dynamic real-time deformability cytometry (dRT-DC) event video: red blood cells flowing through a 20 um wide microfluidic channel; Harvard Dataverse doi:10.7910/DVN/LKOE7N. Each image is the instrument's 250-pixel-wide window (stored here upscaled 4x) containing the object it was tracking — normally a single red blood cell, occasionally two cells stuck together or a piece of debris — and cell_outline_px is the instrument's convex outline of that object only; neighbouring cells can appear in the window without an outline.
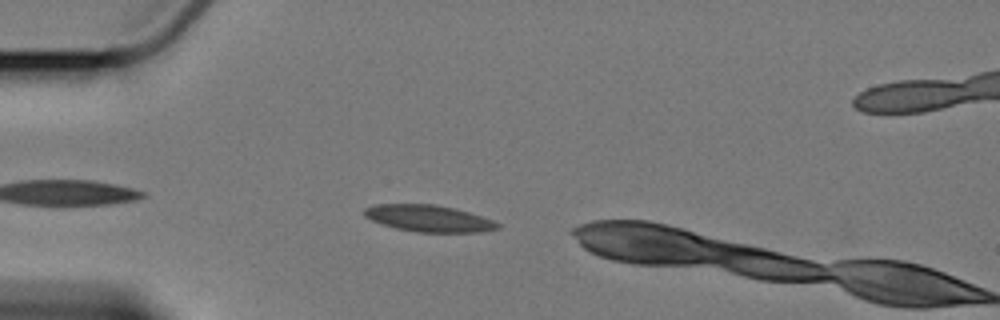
{"species": "Egyptian fruit bat (a non-hibernating species)", "species_latin": "Rousettus aegyptiacus", "temperature_condition": "cold", "stored_images_in_passage": 2, "camera_frame_rate_fps": 3000, "um_per_image_px": 0.085, "animal": {"sex": "female"}, "frame": {"image": 1, "passage_image": 1, "time_ms": 0.0, "image_size_px": [1000, 320], "cell_outline_px": [[500, 228], [480, 232], [416, 232], [396, 228], [372, 220], [364, 216], [364, 208], [376, 204], [432, 204], [452, 208], [468, 212], [492, 220], [500, 224]], "centroid_in_image_um": [36.43, 18.56], "position_along_channel_um": 48.6, "area_um2": 20.46}}